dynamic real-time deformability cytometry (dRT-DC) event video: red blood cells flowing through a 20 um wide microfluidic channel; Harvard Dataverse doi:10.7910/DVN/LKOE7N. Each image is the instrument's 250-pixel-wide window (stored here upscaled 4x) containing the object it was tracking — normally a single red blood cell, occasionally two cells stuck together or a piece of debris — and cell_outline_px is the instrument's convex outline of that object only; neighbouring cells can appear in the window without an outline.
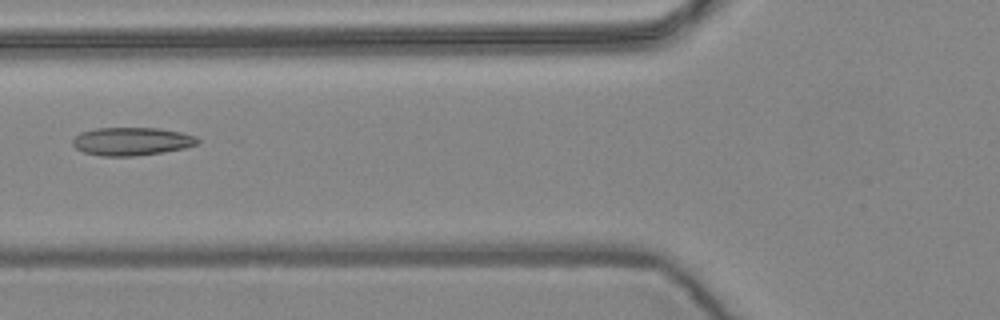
{"species": "common noctule bat (a hibernating species)", "species_latin": "Nyctalus noctula", "temperature_condition": "warm", "stored_images_in_passage": 11, "camera_frame_rate_fps": 3000, "um_per_image_px": 0.085, "animal": {"sex": "female", "body_mass_g": 24.6, "forearm_length_mm": 56.2}, "frame": {"image": 1, "passage_image": 7, "time_ms": 2.0, "image_size_px": [1000, 320], "cell_outline_px": [[200, 140], [196, 144], [184, 148], [160, 152], [132, 156], [100, 156], [84, 152], [76, 148], [72, 144], [72, 140], [80, 132], [96, 128], [160, 128], [180, 132], [196, 136]], "centroid_in_image_um": [11.17, 12.01], "position_along_channel_um": 114.6, "area_um2": 20.35}}
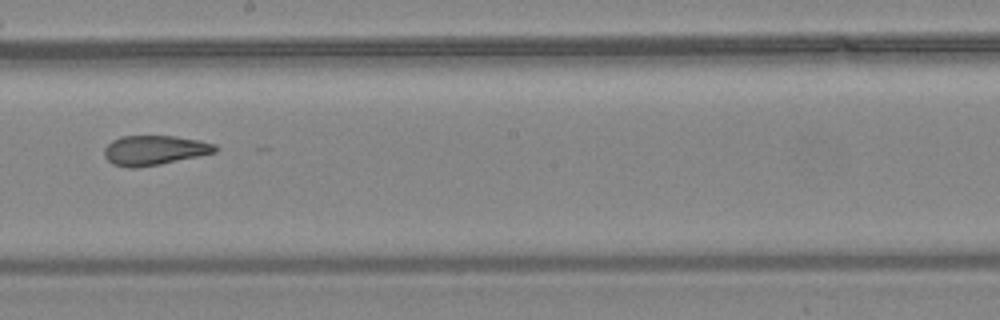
{"frame": {"image": 2, "passage_image": 10, "time_ms": 3.0, "image_size_px": [1000, 320], "cell_outline_px": [[216, 152], [160, 164], [136, 168], [128, 168], [112, 164], [104, 156], [104, 148], [112, 140], [120, 136], [176, 136], [200, 140], [216, 144]], "centroid_in_image_um": [13.09, 12.77], "position_along_channel_um": 235.1, "area_um2": 19.19}}
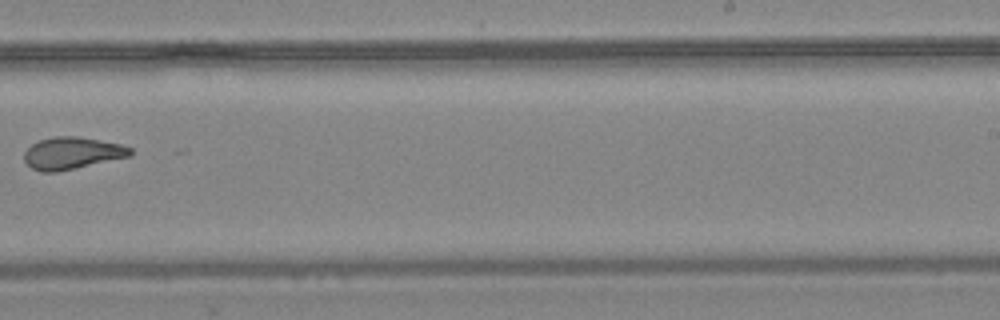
{"frame": {"image": 3, "passage_image": 11, "time_ms": 3.333, "image_size_px": [1000, 320], "cell_outline_px": [[132, 156], [56, 172], [40, 172], [32, 168], [24, 160], [24, 152], [32, 144], [40, 140], [52, 136], [76, 136], [120, 144], [132, 148]], "centroid_in_image_um": [6.12, 13.02], "position_along_channel_um": 282.9, "area_um2": 19.77}}